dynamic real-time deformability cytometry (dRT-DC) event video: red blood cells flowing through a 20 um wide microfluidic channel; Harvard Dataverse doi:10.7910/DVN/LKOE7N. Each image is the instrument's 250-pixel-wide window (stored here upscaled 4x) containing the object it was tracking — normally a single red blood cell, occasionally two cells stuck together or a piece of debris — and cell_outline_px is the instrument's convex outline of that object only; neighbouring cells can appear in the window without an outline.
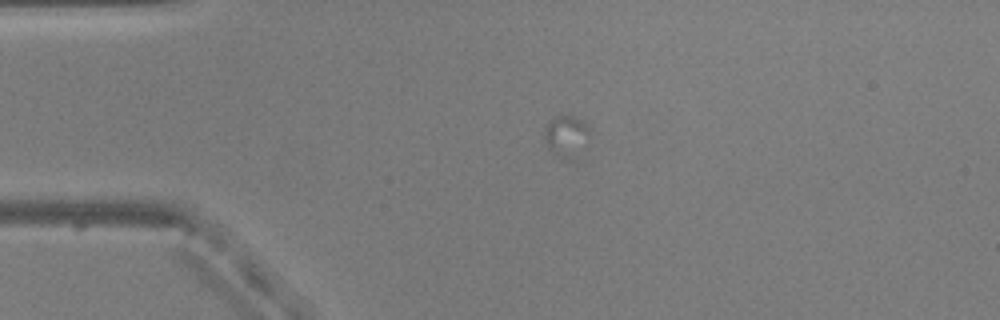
{"species": "common noctule bat (a hibernating species)", "species_latin": "Nyctalus noctula", "temperature_condition": "warm", "stored_images_in_passage": 17, "camera_frame_rate_fps": 3000, "um_per_image_px": 0.085, "animal": {"sex": "male", "body_mass_g": 20.5, "forearm_length_mm": 52.5}, "frame": {"image": 1, "passage_image": 1, "time_ms": 0.0, "image_size_px": [1000, 320], "cell_outline_px": [[588, 136], [576, 164], [552, 152], [548, 148], [544, 136], [544, 128], [556, 116], [576, 116], [588, 124]], "centroid_in_image_um": [48.16, 11.63], "position_along_channel_um": 36.8, "area_um2": 11.1}}
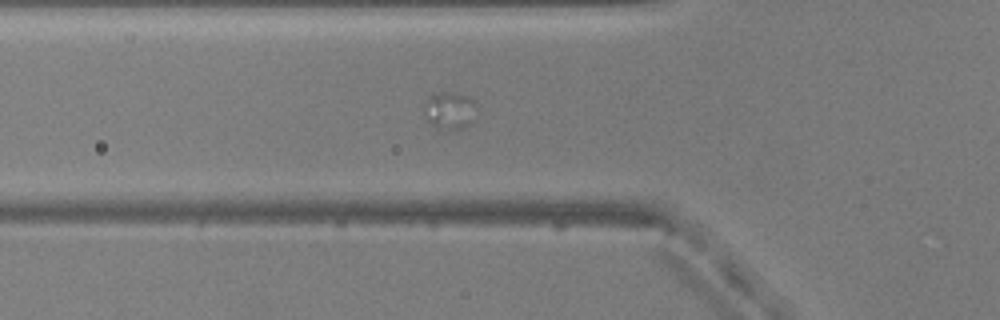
{"frame": {"image": 2, "passage_image": 8, "time_ms": 2.333, "image_size_px": [1000, 320], "cell_outline_px": [[476, 120], [468, 128], [456, 132], [444, 132], [436, 128], [428, 120], [428, 100], [432, 92], [456, 92], [472, 100], [476, 104]], "centroid_in_image_um": [38.34, 9.48], "position_along_channel_um": 87.5, "area_um2": 11.79}}
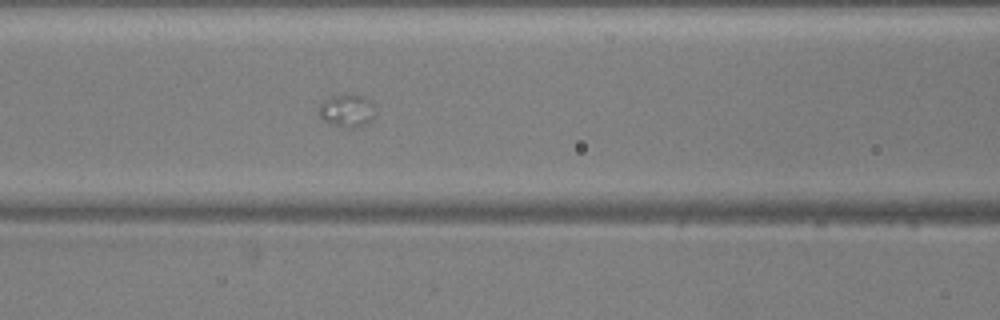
{"frame": {"image": 3, "passage_image": 12, "time_ms": 3.667, "image_size_px": [1000, 320], "cell_outline_px": [[376, 116], [372, 120], [360, 128], [348, 128], [332, 124], [324, 120], [320, 116], [320, 104], [324, 100], [332, 96], [344, 92], [348, 92], [364, 96], [372, 104]], "centroid_in_image_um": [29.53, 9.39], "position_along_channel_um": 137.1, "area_um2": 11.04}}